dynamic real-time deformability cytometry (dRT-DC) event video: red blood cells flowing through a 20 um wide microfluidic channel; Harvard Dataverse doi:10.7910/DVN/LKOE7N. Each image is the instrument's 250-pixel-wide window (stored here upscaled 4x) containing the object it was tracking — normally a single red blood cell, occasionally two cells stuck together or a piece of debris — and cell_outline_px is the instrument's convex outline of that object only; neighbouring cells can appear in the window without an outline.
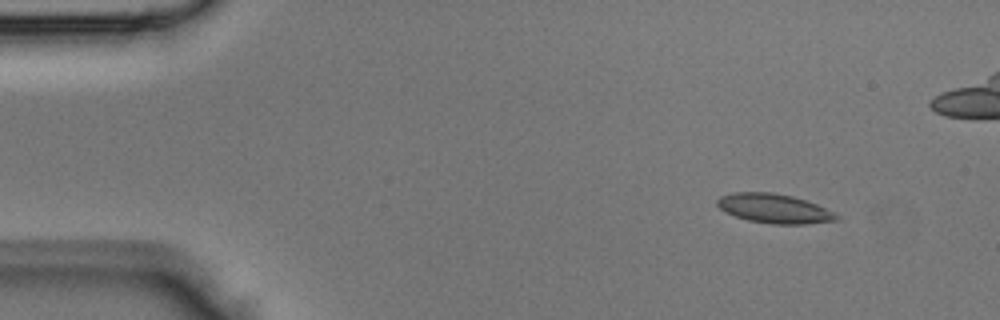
{"species": "Egyptian fruit bat (a non-hibernating species)", "species_latin": "Rousettus aegyptiacus", "temperature_condition": "room temperature", "stored_images_in_passage": 41, "camera_frame_rate_fps": 3000, "um_per_image_px": 0.085, "animal": {"sex": "male"}, "frame": {"image": 1, "passage_image": 1, "time_ms": 0.0, "image_size_px": [1000, 320], "cell_outline_px": [[840, 220], [804, 224], [772, 224], [748, 220], [736, 216], [720, 208], [716, 204], [716, 200], [720, 196], [732, 192], [772, 192], [792, 196], [816, 204], [840, 216]], "centroid_in_image_um": [65.8, 17.72], "position_along_channel_um": 19.2, "area_um2": 20.23}}
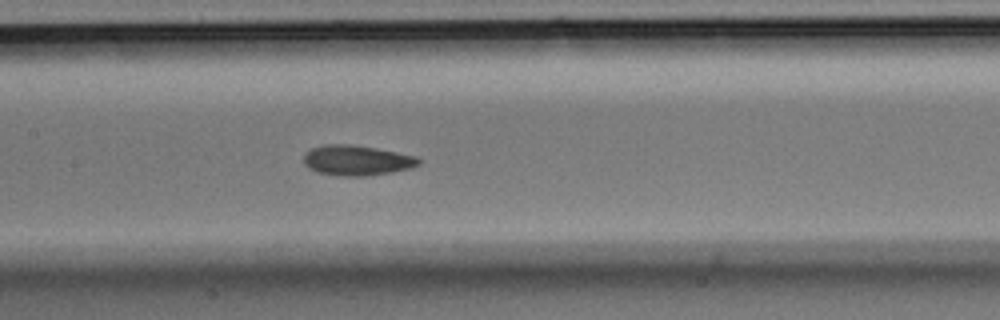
{"frame": {"image": 2, "passage_image": 17, "time_ms": 5.333, "image_size_px": [1000, 320], "cell_outline_px": [[420, 164], [412, 168], [392, 172], [364, 176], [336, 176], [316, 172], [308, 168], [304, 164], [304, 156], [312, 148], [320, 144], [352, 144], [376, 148], [416, 156], [420, 160]], "centroid_in_image_um": [30.31, 13.63], "position_along_channel_um": 177.1, "area_um2": 20.4}}
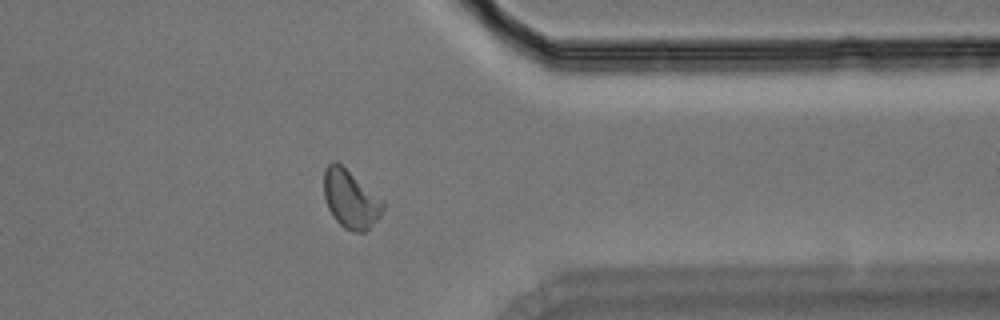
{"frame": {"image": 3, "passage_image": 31, "time_ms": 10.0, "image_size_px": [1000, 320], "cell_outline_px": [[384, 208], [380, 216], [364, 232], [356, 232], [344, 228], [332, 216], [328, 208], [324, 196], [324, 168], [332, 160], [336, 160], [384, 200]], "centroid_in_image_um": [29.79, 16.9], "position_along_channel_um": 381.6, "area_um2": 20.06}}